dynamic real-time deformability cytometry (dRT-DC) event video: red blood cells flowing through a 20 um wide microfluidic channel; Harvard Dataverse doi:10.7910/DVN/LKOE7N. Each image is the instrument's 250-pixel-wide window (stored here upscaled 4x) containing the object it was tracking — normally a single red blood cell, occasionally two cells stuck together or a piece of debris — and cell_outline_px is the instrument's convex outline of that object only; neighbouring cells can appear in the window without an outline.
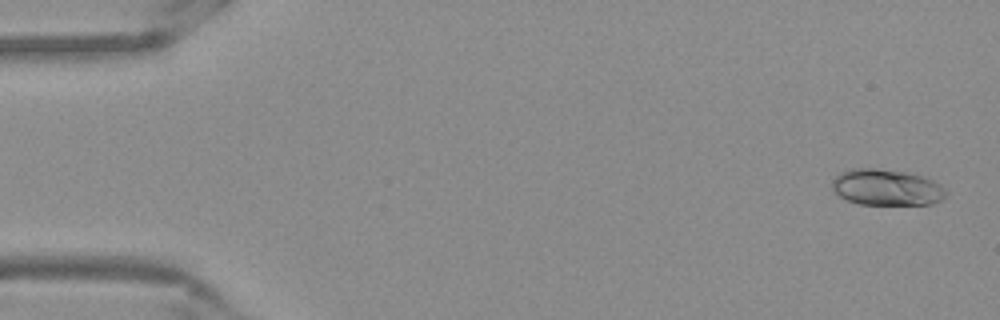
{"species": "Egyptian fruit bat (a non-hibernating species)", "species_latin": "Rousettus aegyptiacus", "temperature_condition": "warm", "stored_images_in_passage": 52, "camera_frame_rate_fps": 3000, "um_per_image_px": 0.085, "frame": {"image": 1, "passage_image": 2, "time_ms": 0.333, "image_size_px": [1000, 320], "cell_outline_px": [[948, 192], [940, 200], [932, 204], [860, 204], [848, 200], [840, 196], [832, 188], [832, 180], [840, 172], [852, 168], [876, 168], [908, 172], [924, 176], [940, 184]], "centroid_in_image_um": [75.36, 15.91], "position_along_channel_um": 9.6, "area_um2": 24.04}}
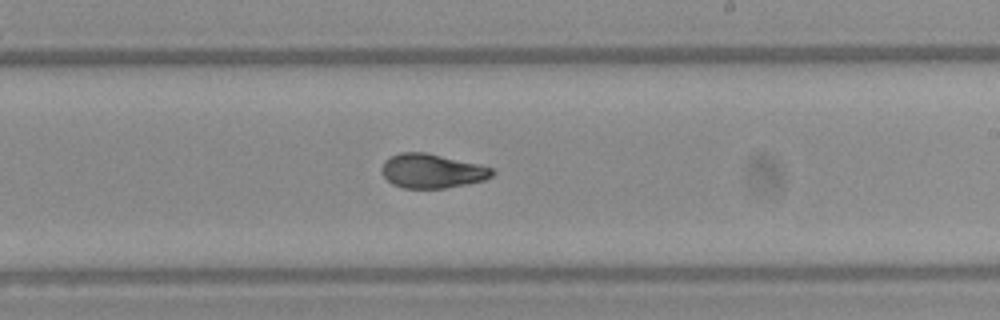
{"frame": {"image": 2, "passage_image": 31, "time_ms": 10.0, "image_size_px": [1000, 320], "cell_outline_px": [[496, 172], [492, 176], [484, 180], [444, 188], [404, 188], [392, 184], [380, 172], [380, 168], [384, 160], [400, 152], [424, 152], [496, 168]], "centroid_in_image_um": [36.71, 14.53], "position_along_channel_um": 252.3, "area_um2": 22.02}}
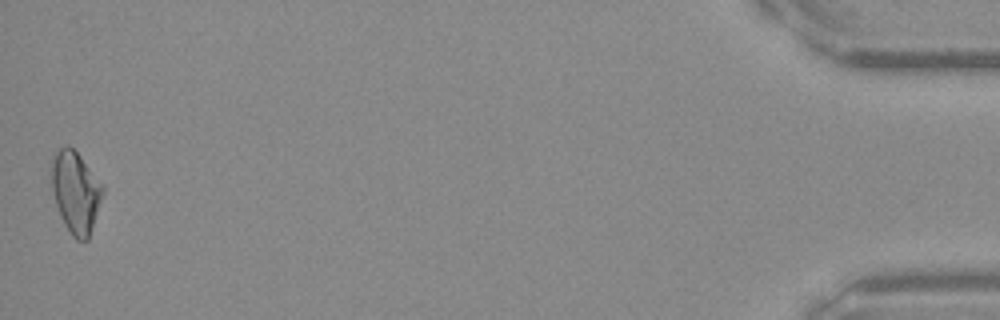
{"frame": {"image": 3, "passage_image": 52, "time_ms": 17.0, "image_size_px": [1000, 320], "cell_outline_px": [[104, 192], [88, 240], [76, 240], [72, 236], [64, 224], [60, 216], [56, 204], [52, 188], [52, 160], [56, 152], [60, 148], [68, 144], [80, 156], [104, 188]], "centroid_in_image_um": [6.42, 16.35], "position_along_channel_um": 428.8, "area_um2": 23.93}, "authors_computed_cell_mechanics": {"area_um2": 22.8888, "velocity_mm_per_s": 3.8684, "shape_relaxation_time_tau1_ms": null, "shape_relaxation_time_tau2_ms": 1.4071, "deformation_change_tau1": null, "deformation_change_tau2": 0.0492}}